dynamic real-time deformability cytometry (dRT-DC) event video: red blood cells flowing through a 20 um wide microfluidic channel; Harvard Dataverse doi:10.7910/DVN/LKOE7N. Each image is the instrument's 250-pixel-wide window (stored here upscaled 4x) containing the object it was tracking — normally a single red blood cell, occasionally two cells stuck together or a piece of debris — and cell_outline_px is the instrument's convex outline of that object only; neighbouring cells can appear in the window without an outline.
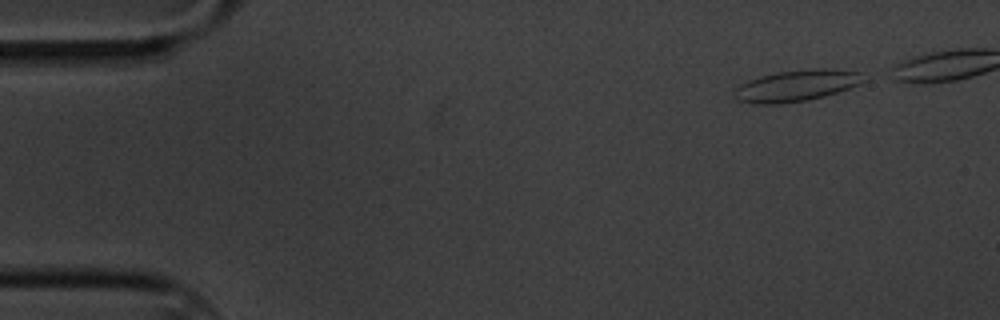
{"species": "common noctule bat (a hibernating species)", "species_latin": "Nyctalus noctula", "temperature_condition": "cold", "stored_images_in_passage": 5, "camera_frame_rate_fps": 3000, "um_per_image_px": 0.085, "animal": {"sex": "male", "body_mass_g": 20.1, "forearm_length_mm": 53.5}, "frame": {"image": 1, "passage_image": 1, "time_ms": 0.0, "image_size_px": [1000, 320], "cell_outline_px": [[868, 80], [860, 84], [824, 96], [808, 100], [780, 104], [756, 104], [736, 100], [736, 88], [740, 84], [748, 80], [760, 76], [776, 72], [816, 68], [832, 68], [860, 72]], "centroid_in_image_um": [67.74, 7.27], "position_along_channel_um": 17.3, "area_um2": 23.7}}